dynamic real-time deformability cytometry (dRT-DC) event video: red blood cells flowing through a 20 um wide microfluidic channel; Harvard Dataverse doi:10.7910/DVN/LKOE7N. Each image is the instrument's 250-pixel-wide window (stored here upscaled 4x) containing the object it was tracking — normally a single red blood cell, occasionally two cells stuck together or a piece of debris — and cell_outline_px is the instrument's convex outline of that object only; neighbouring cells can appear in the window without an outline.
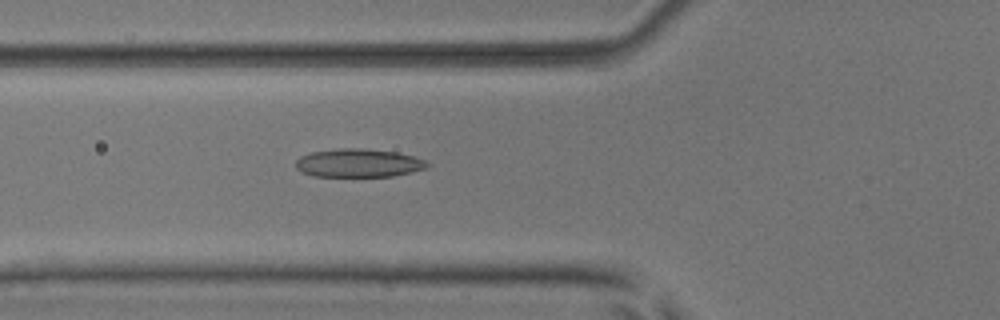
{"species": "common noctule bat (a hibernating species)", "species_latin": "Nyctalus noctula", "temperature_condition": "room temperature", "stored_images_in_passage": 53, "camera_frame_rate_fps": 3000, "um_per_image_px": 0.085, "animal": {"sex": "male", "body_mass_g": 17.9, "forearm_length_mm": 54.2}, "frame": {"image": 1, "passage_image": 20, "time_ms": 6.333, "image_size_px": [1000, 320], "cell_outline_px": [[432, 164], [428, 168], [412, 172], [392, 176], [312, 176], [300, 172], [296, 168], [296, 160], [300, 156], [312, 152], [340, 148], [364, 148], [396, 152], [416, 156]], "centroid_in_image_um": [30.5, 13.85], "position_along_channel_um": 95.3, "area_um2": 21.96}}
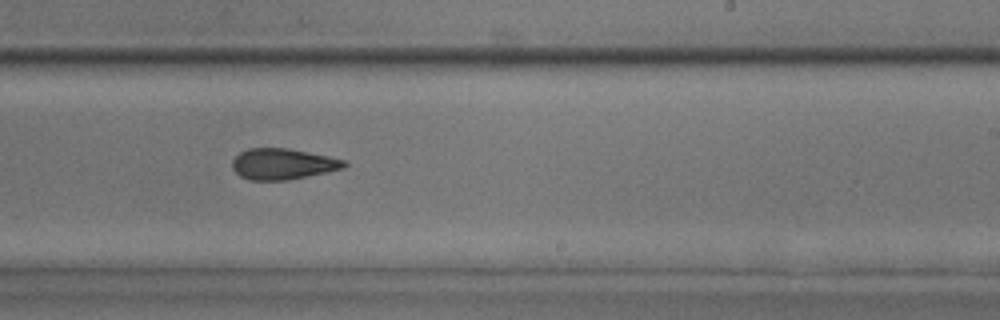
{"frame": {"image": 2, "passage_image": 33, "time_ms": 10.667, "image_size_px": [1000, 320], "cell_outline_px": [[348, 164], [344, 168], [288, 180], [248, 180], [240, 176], [232, 168], [232, 160], [240, 152], [248, 148], [288, 148], [348, 160]], "centroid_in_image_um": [24.04, 13.93], "position_along_channel_um": 265.0, "area_um2": 20.23}}
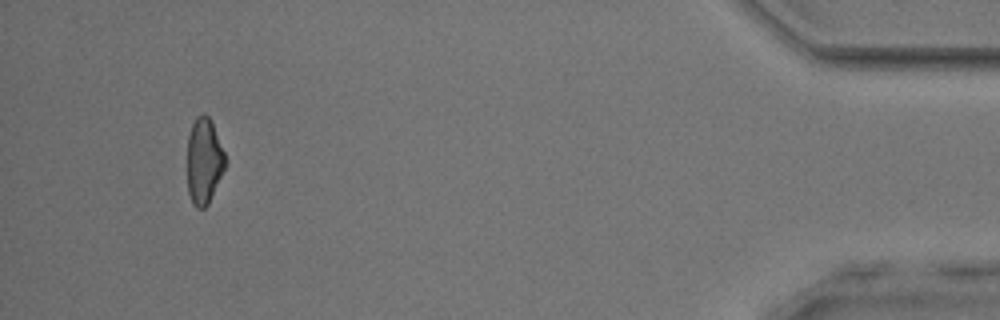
{"frame": {"image": 3, "passage_image": 50, "time_ms": 16.333, "image_size_px": [1000, 320], "cell_outline_px": [[224, 168], [208, 204], [204, 208], [196, 208], [192, 204], [188, 192], [188, 136], [192, 124], [196, 116], [204, 112], [208, 116], [212, 124], [224, 152]], "centroid_in_image_um": [17.31, 13.69], "position_along_channel_um": 417.9, "area_um2": 18.61}, "authors_computed_cell_mechanics": {"area_um2": 21.2704, "velocity_mm_per_s": 3.9201, "shape_relaxation_time_tau1_ms": 3.7333, "shape_relaxation_time_tau2_ms": 3.6362, "deformation_change_tau1": 0.1174, "deformation_change_tau2": 0.1206}}